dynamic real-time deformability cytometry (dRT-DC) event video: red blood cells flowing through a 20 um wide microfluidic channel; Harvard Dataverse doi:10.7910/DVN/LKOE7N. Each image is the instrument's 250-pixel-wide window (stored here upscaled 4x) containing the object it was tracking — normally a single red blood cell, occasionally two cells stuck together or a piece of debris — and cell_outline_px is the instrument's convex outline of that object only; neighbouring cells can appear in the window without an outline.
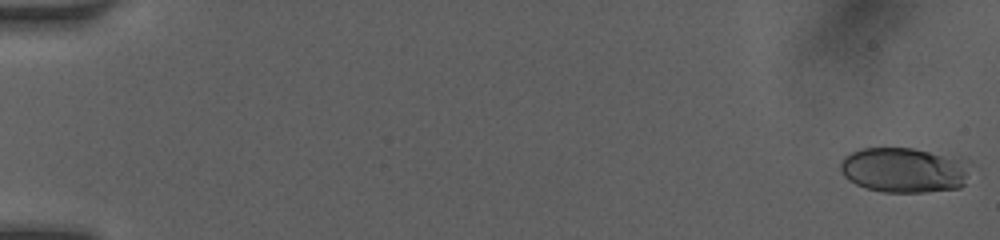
{"species": "human", "species_latin": "Homo sapiens", "temperature_condition": "room temperature", "stored_images_in_passage": 50, "camera_frame_rate_fps": 3000, "um_per_image_px": 0.085, "donor": {"sex": "female"}, "frame": {"image": 1, "passage_image": 1, "time_ms": 0.0, "image_size_px": [1000, 240], "cell_outline_px": [[972, 168], [964, 184], [960, 188], [928, 192], [884, 192], [868, 188], [856, 184], [848, 180], [844, 176], [840, 168], [840, 164], [844, 156], [860, 148], [912, 148], [960, 156], [972, 160]], "centroid_in_image_um": [76.96, 14.43], "position_along_channel_um": 8.0, "area_um2": 35.03}}
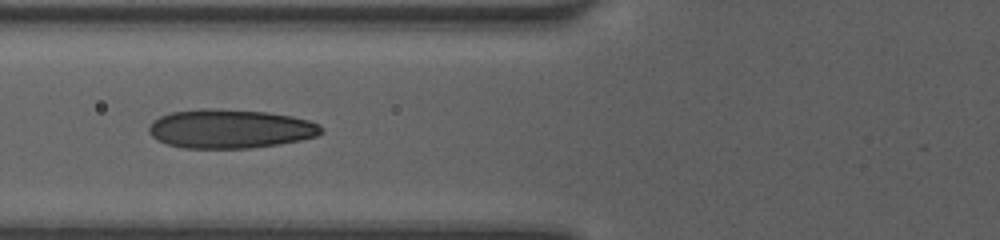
{"frame": {"image": 2, "passage_image": 21, "time_ms": 6.667, "image_size_px": [1000, 240], "cell_outline_px": [[324, 132], [316, 136], [300, 140], [280, 144], [248, 148], [184, 148], [168, 144], [156, 140], [148, 132], [148, 128], [152, 120], [160, 116], [172, 112], [208, 108], [216, 108], [268, 112], [292, 116], [312, 120], [320, 124], [324, 128]], "centroid_in_image_um": [19.59, 10.94], "position_along_channel_um": 106.2, "area_um2": 39.48}}
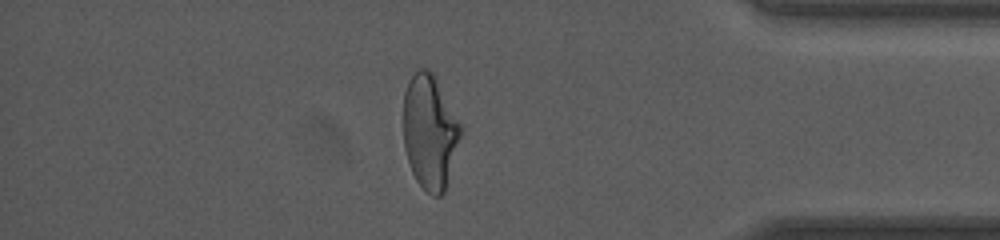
{"frame": {"image": 3, "passage_image": 44, "time_ms": 14.333, "image_size_px": [1000, 240], "cell_outline_px": [[460, 136], [444, 192], [440, 196], [432, 196], [416, 180], [412, 172], [404, 148], [404, 92], [412, 76], [420, 68], [428, 68], [432, 72], [460, 124]], "centroid_in_image_um": [36.5, 11.21], "position_along_channel_um": 398.7, "area_um2": 37.17}, "authors_computed_cell_mechanics": {"area_um2": 37.0787, "velocity_mm_per_s": 4.1463, "shape_relaxation_time_tau1_ms": 7.8919, "shape_relaxation_time_tau2_ms": 0.7238, "deformation_change_tau1": 0.2777, "deformation_change_tau2": 0.0733}}